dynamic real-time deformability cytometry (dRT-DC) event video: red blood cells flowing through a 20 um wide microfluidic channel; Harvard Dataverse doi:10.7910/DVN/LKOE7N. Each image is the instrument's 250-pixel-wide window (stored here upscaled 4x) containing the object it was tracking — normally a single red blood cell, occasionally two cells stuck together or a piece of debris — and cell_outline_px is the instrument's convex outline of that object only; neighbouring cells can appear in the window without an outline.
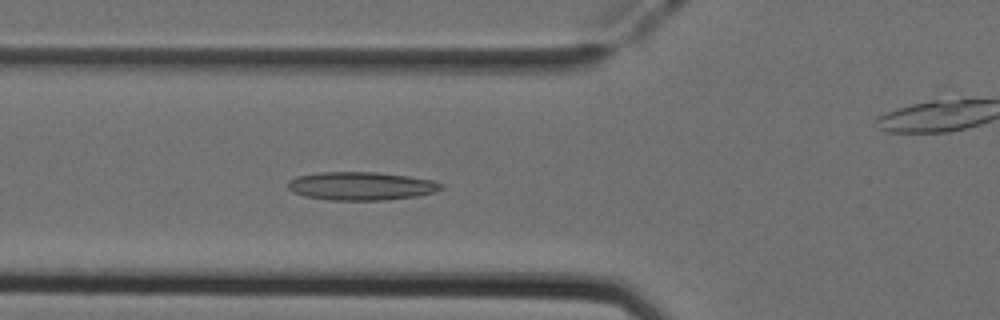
{"species": "Egyptian fruit bat (a non-hibernating species)", "species_latin": "Rousettus aegyptiacus", "temperature_condition": "cold", "stored_images_in_passage": 52, "camera_frame_rate_fps": 3000, "um_per_image_px": 0.085, "animal": {"sex": "female"}, "frame": {"image": 1, "passage_image": 19, "time_ms": 6.0, "image_size_px": [1000, 320], "cell_outline_px": [[444, 188], [436, 192], [416, 196], [384, 200], [328, 200], [304, 196], [292, 192], [288, 188], [288, 180], [300, 176], [320, 172], [376, 172], [408, 176], [432, 180], [444, 184]], "centroid_in_image_um": [30.72, 15.81], "position_along_channel_um": 95.1, "area_um2": 25.32}}
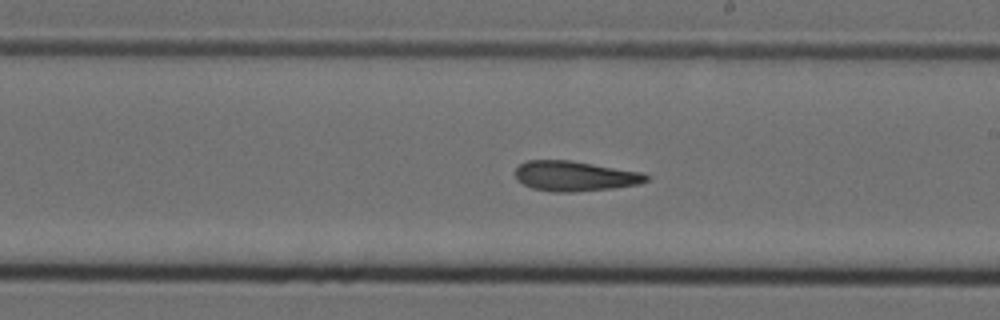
{"frame": {"image": 2, "passage_image": 30, "time_ms": 9.667, "image_size_px": [1000, 320], "cell_outline_px": [[648, 180], [640, 184], [612, 188], [572, 192], [552, 192], [532, 188], [516, 180], [516, 168], [520, 164], [528, 160], [568, 160], [644, 172], [648, 176]], "centroid_in_image_um": [48.87, 14.97], "position_along_channel_um": 240.1, "area_um2": 22.95}}
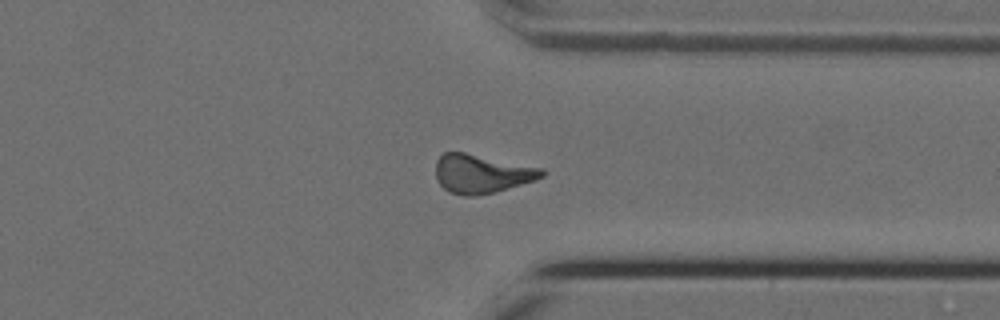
{"frame": {"image": 3, "passage_image": 40, "time_ms": 13.0, "image_size_px": [1000, 320], "cell_outline_px": [[544, 176], [536, 180], [496, 192], [472, 196], [464, 196], [448, 192], [436, 180], [436, 160], [444, 152], [464, 152], [544, 168]], "centroid_in_image_um": [40.94, 14.77], "position_along_channel_um": 370.5, "area_um2": 24.1}, "authors_computed_cell_mechanics": {"area_um2": 23.2934, "velocity_mm_per_s": 3.9537, "shape_relaxation_time_tau1_ms": null, "shape_relaxation_time_tau2_ms": 2.2751, "deformation_change_tau1": null, "deformation_change_tau2": 0.101}}